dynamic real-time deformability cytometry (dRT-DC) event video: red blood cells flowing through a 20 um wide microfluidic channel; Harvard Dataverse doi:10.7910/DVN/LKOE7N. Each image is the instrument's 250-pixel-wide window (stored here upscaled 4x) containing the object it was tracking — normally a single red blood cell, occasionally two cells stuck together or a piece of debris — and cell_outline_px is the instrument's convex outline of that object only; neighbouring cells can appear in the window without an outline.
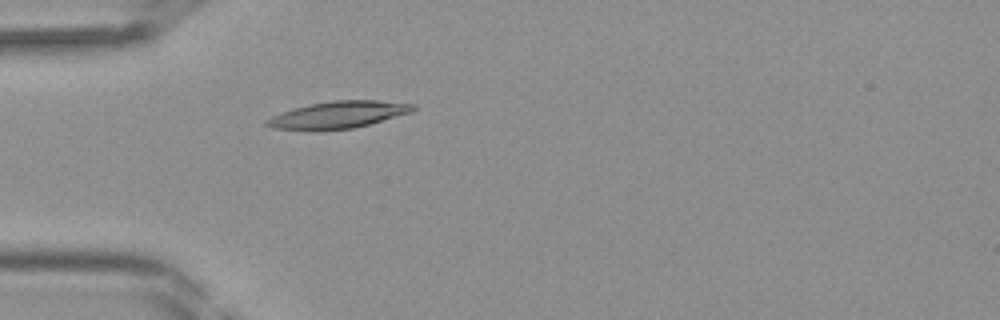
{"species": "Egyptian fruit bat (a non-hibernating species)", "species_latin": "Rousettus aegyptiacus", "temperature_condition": "room temperature", "stored_images_in_passage": 43, "camera_frame_rate_fps": 3000, "um_per_image_px": 0.085, "frame": {"image": 1, "passage_image": 13, "time_ms": 4.0, "image_size_px": [1000, 320], "cell_outline_px": [[416, 108], [412, 112], [368, 124], [352, 128], [316, 132], [312, 132], [272, 128], [264, 124], [264, 120], [280, 112], [312, 104], [332, 100], [376, 100], [416, 104]], "centroid_in_image_um": [28.69, 9.78], "position_along_channel_um": 56.3, "area_um2": 23.35}}
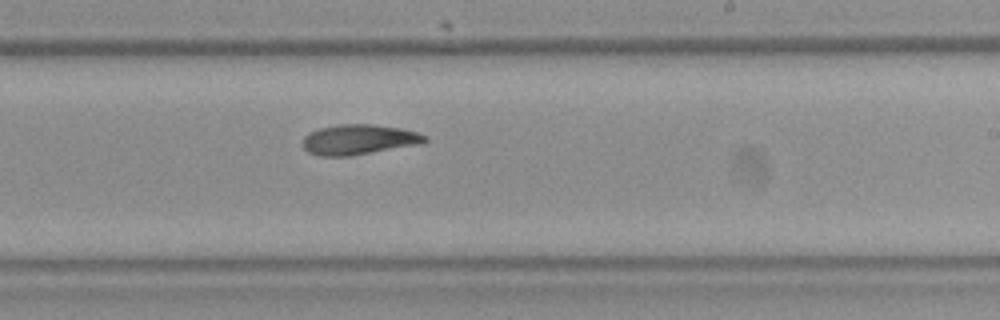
{"frame": {"image": 2, "passage_image": 26, "time_ms": 8.333, "image_size_px": [1000, 320], "cell_outline_px": [[428, 140], [424, 144], [348, 156], [320, 156], [308, 152], [300, 144], [304, 136], [308, 132], [320, 128], [340, 124], [372, 124], [400, 128], [416, 132], [428, 136]], "centroid_in_image_um": [30.5, 11.86], "position_along_channel_um": 258.5, "area_um2": 21.73}}
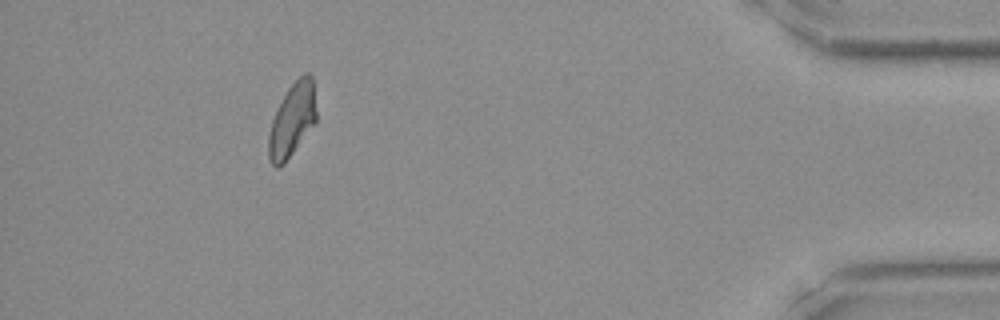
{"frame": {"image": 3, "passage_image": 39, "time_ms": 12.667, "image_size_px": [1000, 320], "cell_outline_px": [[316, 124], [284, 164], [276, 168], [272, 164], [268, 156], [268, 136], [272, 120], [288, 88], [304, 72], [308, 72], [312, 76], [316, 112]], "centroid_in_image_um": [24.85, 10.23], "position_along_channel_um": 410.4, "area_um2": 20.4}}